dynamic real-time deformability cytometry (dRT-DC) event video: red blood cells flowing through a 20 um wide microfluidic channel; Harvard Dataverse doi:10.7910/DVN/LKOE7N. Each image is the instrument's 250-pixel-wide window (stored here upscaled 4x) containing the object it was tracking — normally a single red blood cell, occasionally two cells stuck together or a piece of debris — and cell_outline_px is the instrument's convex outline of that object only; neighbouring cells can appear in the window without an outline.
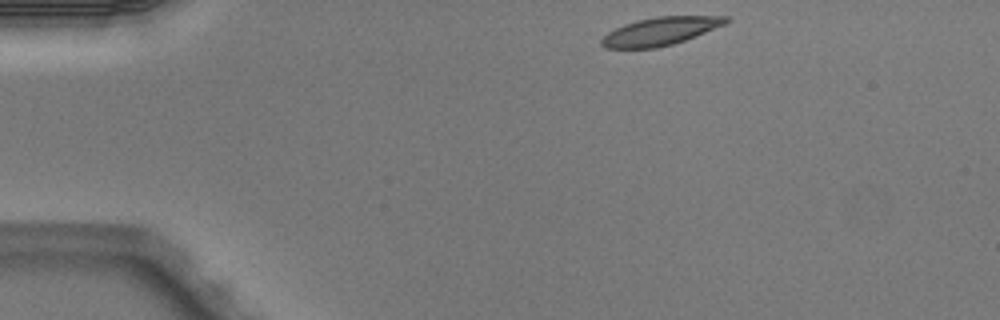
{"species": "Egyptian fruit bat (a non-hibernating species)", "species_latin": "Rousettus aegyptiacus", "temperature_condition": "warm", "stored_images_in_passage": 5, "camera_frame_rate_fps": 3000, "um_per_image_px": 0.085, "animal": {"sex": "male"}, "frame": {"image": 1, "passage_image": 1, "time_ms": 0.0, "image_size_px": [1000, 320], "cell_outline_px": [[728, 20], [724, 24], [684, 40], [672, 44], [656, 48], [608, 48], [600, 44], [600, 40], [608, 32], [624, 24], [656, 16], [728, 16]], "centroid_in_image_um": [56.08, 2.65], "position_along_channel_um": 28.9, "area_um2": 19.88}}
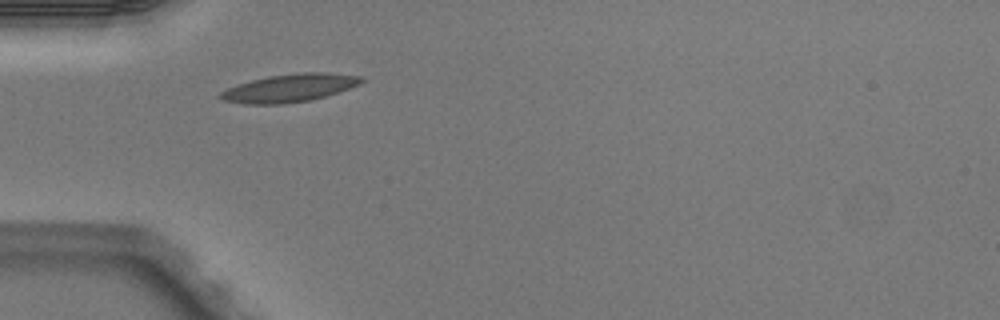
{"frame": {"image": 2, "passage_image": 3, "time_ms": 0.667, "image_size_px": [1000, 320], "cell_outline_px": [[364, 80], [360, 84], [324, 96], [308, 100], [280, 104], [244, 104], [220, 100], [216, 96], [220, 92], [228, 88], [252, 80], [268, 76], [304, 72], [324, 72], [360, 76]], "centroid_in_image_um": [24.55, 7.48], "position_along_channel_um": 60.5, "area_um2": 22.66}}
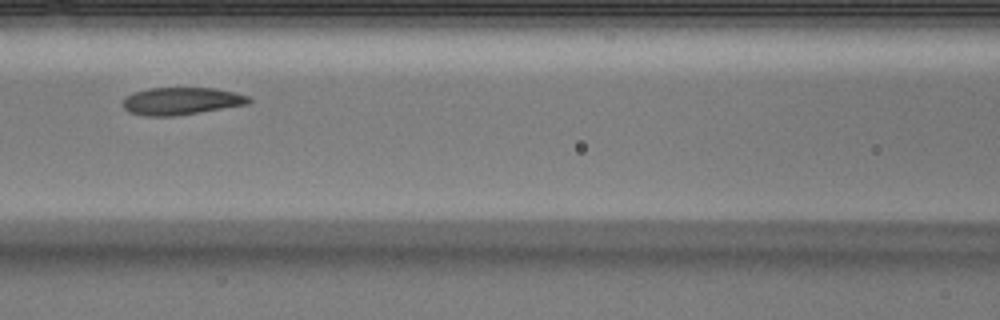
{"frame": {"image": 3, "passage_image": 5, "time_ms": 1.333, "image_size_px": [1000, 320], "cell_outline_px": [[252, 100], [248, 104], [200, 112], [172, 116], [144, 116], [128, 112], [120, 104], [124, 96], [132, 92], [148, 88], [216, 88], [236, 92], [248, 96]], "centroid_in_image_um": [15.35, 8.58], "position_along_channel_um": 151.2, "area_um2": 20.4}}